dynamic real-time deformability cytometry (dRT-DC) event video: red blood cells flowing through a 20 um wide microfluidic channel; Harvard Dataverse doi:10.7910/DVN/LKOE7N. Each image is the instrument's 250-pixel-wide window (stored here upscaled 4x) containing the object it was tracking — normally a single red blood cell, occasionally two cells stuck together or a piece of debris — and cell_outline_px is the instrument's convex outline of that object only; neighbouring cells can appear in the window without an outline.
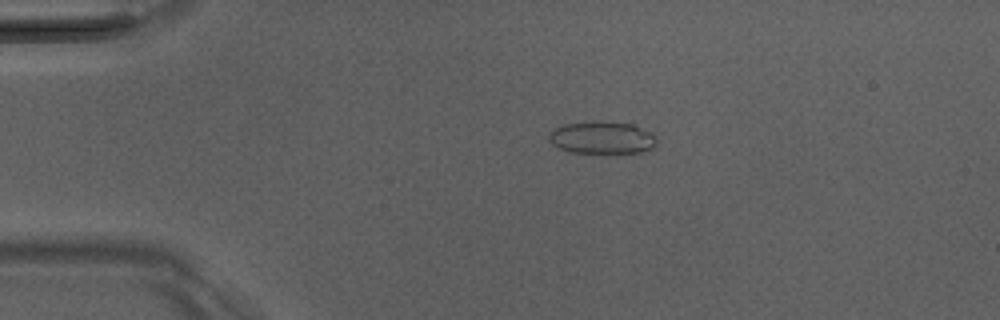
{"species": "Egyptian fruit bat (a non-hibernating species)", "species_latin": "Rousettus aegyptiacus", "temperature_condition": "room temperature", "stored_images_in_passage": 43, "camera_frame_rate_fps": 3000, "um_per_image_px": 0.085, "animal": {"sex": "male"}, "frame": {"image": 1, "passage_image": 3, "time_ms": 0.667, "image_size_px": [1000, 320], "cell_outline_px": [[656, 148], [640, 152], [568, 152], [552, 144], [548, 140], [548, 136], [556, 128], [564, 124], [596, 120], [604, 120], [636, 124], [652, 132], [656, 136]], "centroid_in_image_um": [51.23, 11.67], "position_along_channel_um": 33.8, "area_um2": 20.69}}
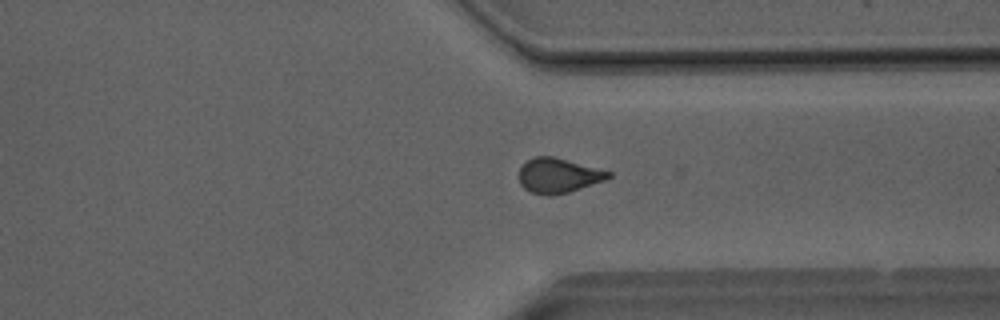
{"frame": {"image": 2, "passage_image": 31, "time_ms": 10.0, "image_size_px": [1000, 320], "cell_outline_px": [[612, 176], [604, 180], [568, 192], [548, 196], [532, 192], [524, 188], [520, 184], [520, 168], [528, 160], [536, 156], [552, 156], [612, 172]], "centroid_in_image_um": [47.45, 14.92], "position_along_channel_um": 363.9, "area_um2": 17.74}}
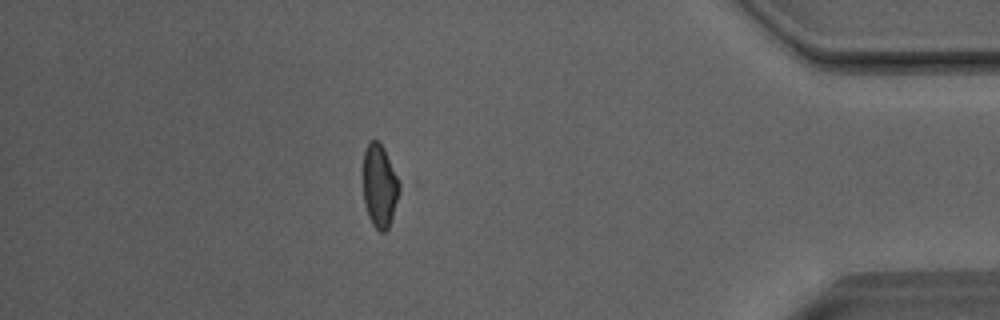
{"frame": {"image": 3, "passage_image": 37, "time_ms": 12.0, "image_size_px": [1000, 320], "cell_outline_px": [[400, 188], [392, 216], [388, 228], [384, 232], [380, 232], [372, 224], [368, 216], [364, 204], [364, 152], [368, 140], [376, 140], [384, 148], [400, 180]], "centroid_in_image_um": [32.27, 15.78], "position_along_channel_um": 402.9, "area_um2": 17.46}}